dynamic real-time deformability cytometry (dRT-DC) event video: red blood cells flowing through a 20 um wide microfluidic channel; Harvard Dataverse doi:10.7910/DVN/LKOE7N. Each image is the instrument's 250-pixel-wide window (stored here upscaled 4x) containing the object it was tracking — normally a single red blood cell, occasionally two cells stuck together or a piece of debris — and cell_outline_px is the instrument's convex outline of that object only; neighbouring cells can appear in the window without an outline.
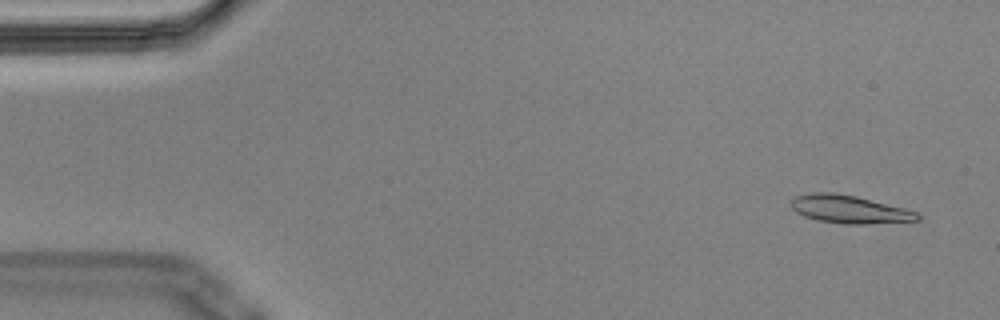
{"species": "Egyptian fruit bat (a non-hibernating species)", "species_latin": "Rousettus aegyptiacus", "temperature_condition": "cold", "stored_images_in_passage": 5, "camera_frame_rate_fps": 3000, "um_per_image_px": 0.085, "animal": {"sex": "male"}, "frame": {"image": 1, "passage_image": 1, "time_ms": 0.0, "image_size_px": [1000, 320], "cell_outline_px": [[920, 220], [864, 224], [844, 224], [816, 220], [804, 216], [796, 212], [792, 208], [792, 200], [796, 196], [812, 192], [832, 192], [856, 196], [904, 208], [916, 212], [920, 216]], "centroid_in_image_um": [72.18, 17.79], "position_along_channel_um": 12.8, "area_um2": 20.46}}